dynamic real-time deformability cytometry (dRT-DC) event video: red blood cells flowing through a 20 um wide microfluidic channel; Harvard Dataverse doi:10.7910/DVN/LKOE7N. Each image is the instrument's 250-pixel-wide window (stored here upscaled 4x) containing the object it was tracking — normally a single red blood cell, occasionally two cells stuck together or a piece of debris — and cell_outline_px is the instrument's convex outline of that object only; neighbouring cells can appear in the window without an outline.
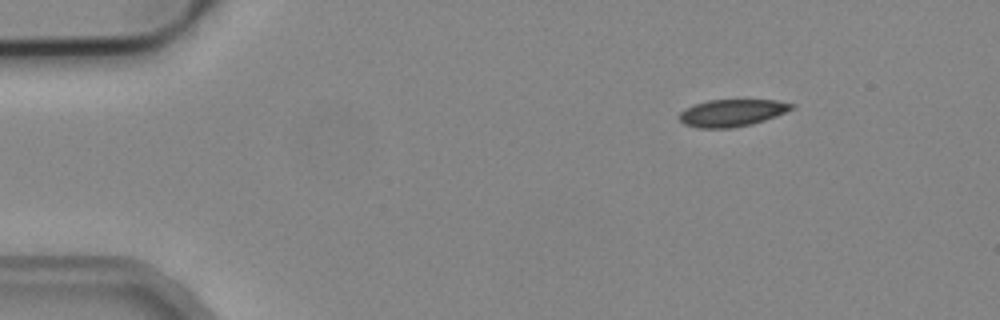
{"species": "common noctule bat (a hibernating species)", "species_latin": "Nyctalus noctula", "temperature_condition": "cold", "stored_images_in_passage": 3, "segment_of_instrument_passage": [2, 2], "camera_frame_rate_fps": 3000, "um_per_image_px": 0.085, "animal": {"sex": "male", "body_mass_g": 19.2, "forearm_length_mm": 51.8}, "frame": {"image": 1, "passage_image": 3, "time_ms": 0.667, "image_size_px": [1000, 320], "cell_outline_px": [[796, 108], [776, 116], [752, 124], [732, 128], [696, 128], [684, 124], [680, 120], [680, 112], [684, 108], [708, 100], [776, 100], [796, 104]], "centroid_in_image_um": [62.24, 9.59], "position_along_channel_um": 22.8, "area_um2": 17.86}}